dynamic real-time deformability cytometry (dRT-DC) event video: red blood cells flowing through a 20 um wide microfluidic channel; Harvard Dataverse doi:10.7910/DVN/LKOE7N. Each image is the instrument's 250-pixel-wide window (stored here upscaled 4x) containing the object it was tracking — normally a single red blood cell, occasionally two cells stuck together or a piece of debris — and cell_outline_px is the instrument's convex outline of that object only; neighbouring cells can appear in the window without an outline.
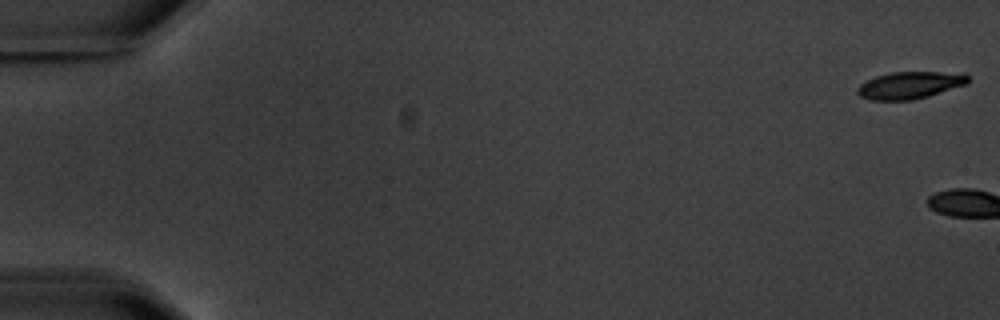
{"species": "common noctule bat (a hibernating species)", "species_latin": "Nyctalus noctula", "temperature_condition": "warm", "stored_images_in_passage": 7, "camera_frame_rate_fps": 3000, "um_per_image_px": 0.085, "animal": {"sex": "male", "body_mass_g": 20.1, "forearm_length_mm": 53.5}, "frame": {"image": 1, "passage_image": 1, "time_ms": 0.0, "image_size_px": [1000, 320], "cell_outline_px": [[968, 84], [928, 96], [912, 100], [872, 100], [860, 96], [856, 92], [856, 88], [860, 84], [876, 76], [888, 72], [964, 72], [968, 76]], "centroid_in_image_um": [77.36, 7.23], "position_along_channel_um": 7.6, "area_um2": 17.63}}
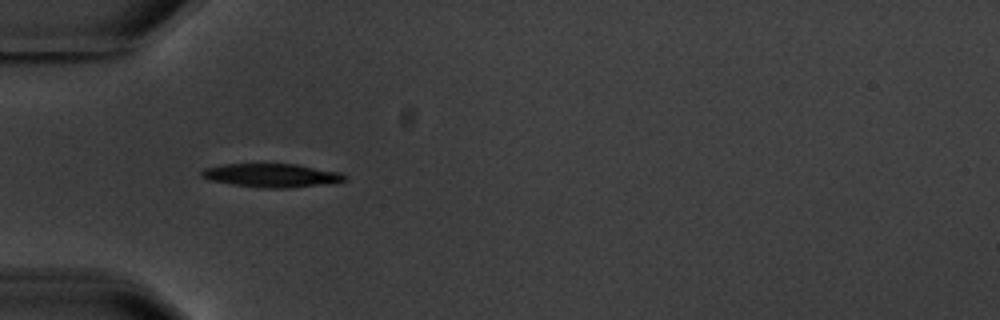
{"frame": {"image": 2, "passage_image": 6, "time_ms": 7.0, "image_size_px": [1000, 320], "cell_outline_px": [[348, 180], [288, 188], [260, 188], [232, 184], [208, 180], [200, 176], [200, 172], [204, 168], [224, 164], [296, 164], [344, 172], [348, 176]], "centroid_in_image_um": [23.09, 14.9], "position_along_channel_um": 61.9, "area_um2": 19.77}}
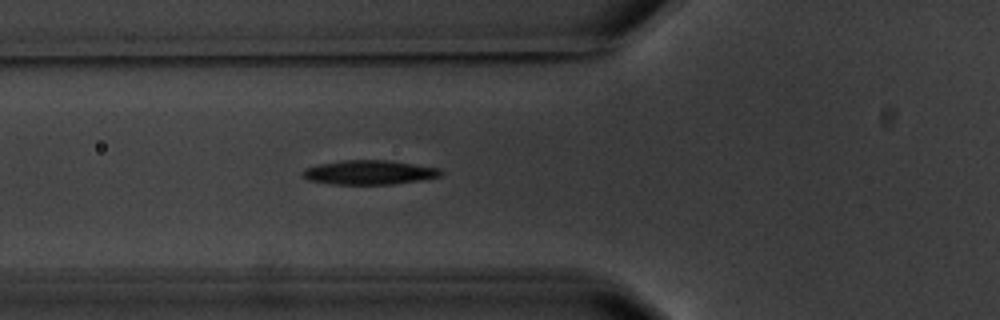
{"frame": {"image": 3, "passage_image": 7, "time_ms": 8.0, "image_size_px": [1000, 320], "cell_outline_px": [[444, 172], [440, 176], [420, 180], [392, 184], [328, 184], [308, 180], [300, 176], [300, 172], [304, 168], [320, 164], [344, 160], [384, 160], [440, 168]], "centroid_in_image_um": [31.32, 14.66], "position_along_channel_um": 94.5, "area_um2": 19.54}}